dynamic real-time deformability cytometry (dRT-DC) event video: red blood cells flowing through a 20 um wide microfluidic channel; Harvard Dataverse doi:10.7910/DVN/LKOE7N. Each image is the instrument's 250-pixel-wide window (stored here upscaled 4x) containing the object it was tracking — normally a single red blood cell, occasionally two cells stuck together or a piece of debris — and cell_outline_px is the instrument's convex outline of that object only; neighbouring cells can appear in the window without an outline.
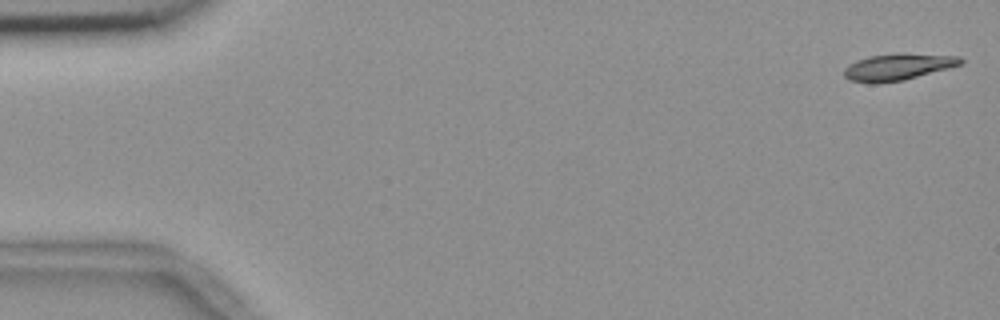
{"species": "common noctule bat (a hibernating species)", "species_latin": "Nyctalus noctula", "temperature_condition": "room temperature", "stored_images_in_passage": 55, "camera_frame_rate_fps": 3000, "um_per_image_px": 0.085, "animal": {"sex": "female", "body_mass_g": 18.4}, "frame": {"image": 1, "passage_image": 1, "time_ms": 0.0, "image_size_px": [1000, 320], "cell_outline_px": [[964, 64], [904, 80], [876, 84], [868, 84], [848, 80], [844, 76], [844, 68], [848, 64], [856, 60], [868, 56], [960, 56], [964, 60]], "centroid_in_image_um": [76.24, 5.76], "position_along_channel_um": 8.8, "area_um2": 17.34}}
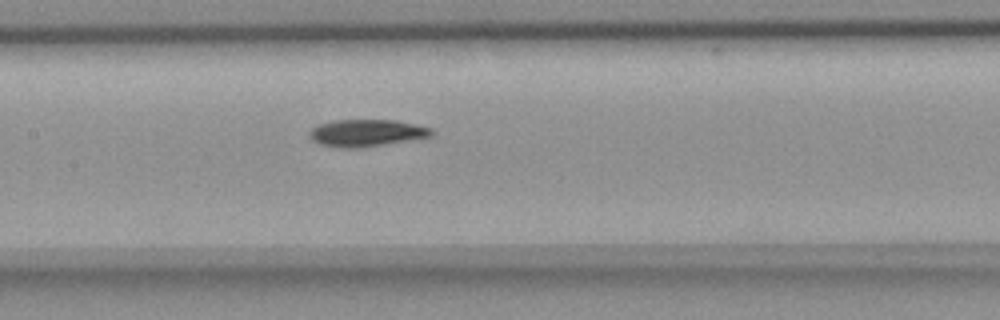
{"frame": {"image": 2, "passage_image": 26, "time_ms": 8.333, "image_size_px": [1000, 320], "cell_outline_px": [[436, 132], [432, 136], [360, 148], [340, 148], [320, 144], [312, 140], [308, 136], [308, 132], [312, 128], [320, 124], [332, 120], [396, 120], [416, 124], [432, 128]], "centroid_in_image_um": [31.15, 11.29], "position_along_channel_um": 176.2, "area_um2": 19.36}}
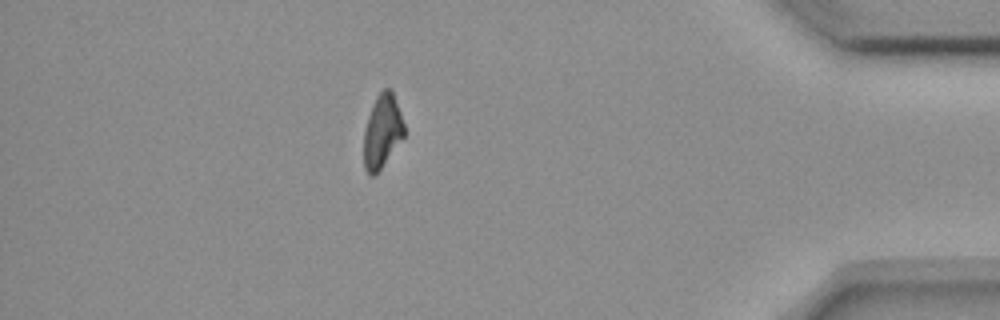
{"frame": {"image": 3, "passage_image": 48, "time_ms": 15.667, "image_size_px": [1000, 320], "cell_outline_px": [[404, 136], [380, 168], [372, 176], [368, 176], [364, 168], [364, 132], [368, 116], [376, 96], [384, 88], [392, 88], [404, 124]], "centroid_in_image_um": [32.48, 11.13], "position_along_channel_um": 402.7, "area_um2": 17.05}, "authors_computed_cell_mechanics": {"area_um2": 18.2648, "velocity_mm_per_s": 3.6752, "shape_relaxation_time_tau1_ms": 4.6068, "shape_relaxation_time_tau2_ms": null, "deformation_change_tau1": 0.1331, "deformation_change_tau2": null}}